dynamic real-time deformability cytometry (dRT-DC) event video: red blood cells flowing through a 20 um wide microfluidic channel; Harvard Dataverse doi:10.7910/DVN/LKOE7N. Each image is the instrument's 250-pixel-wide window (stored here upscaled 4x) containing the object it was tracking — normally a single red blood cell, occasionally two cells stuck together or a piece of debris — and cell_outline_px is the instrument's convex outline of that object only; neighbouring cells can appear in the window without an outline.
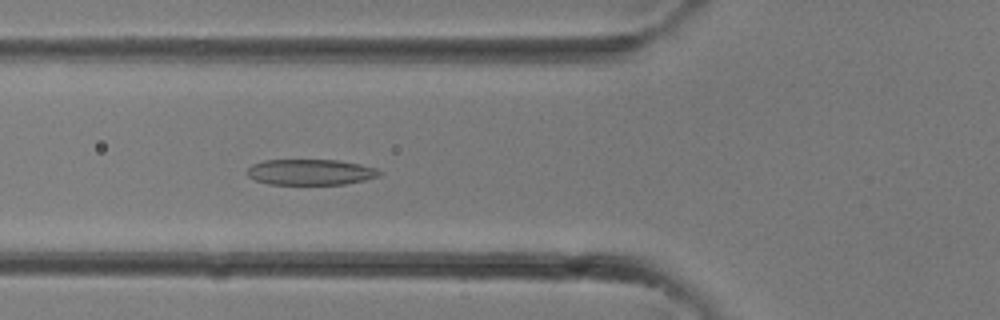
{"species": "common noctule bat (a hibernating species)", "species_latin": "Nyctalus noctula", "temperature_condition": "room temperature", "stored_images_in_passage": 7, "camera_frame_rate_fps": 3000, "um_per_image_px": 0.085, "animal": {"sex": "female"}, "frame": {"image": 1, "passage_image": 7, "time_ms": 2.0, "image_size_px": [1000, 320], "cell_outline_px": [[384, 172], [380, 176], [364, 180], [344, 184], [268, 184], [256, 180], [248, 176], [248, 168], [252, 164], [264, 160], [336, 160], [360, 164], [376, 168]], "centroid_in_image_um": [26.42, 14.62], "position_along_channel_um": 99.4, "area_um2": 19.83}}